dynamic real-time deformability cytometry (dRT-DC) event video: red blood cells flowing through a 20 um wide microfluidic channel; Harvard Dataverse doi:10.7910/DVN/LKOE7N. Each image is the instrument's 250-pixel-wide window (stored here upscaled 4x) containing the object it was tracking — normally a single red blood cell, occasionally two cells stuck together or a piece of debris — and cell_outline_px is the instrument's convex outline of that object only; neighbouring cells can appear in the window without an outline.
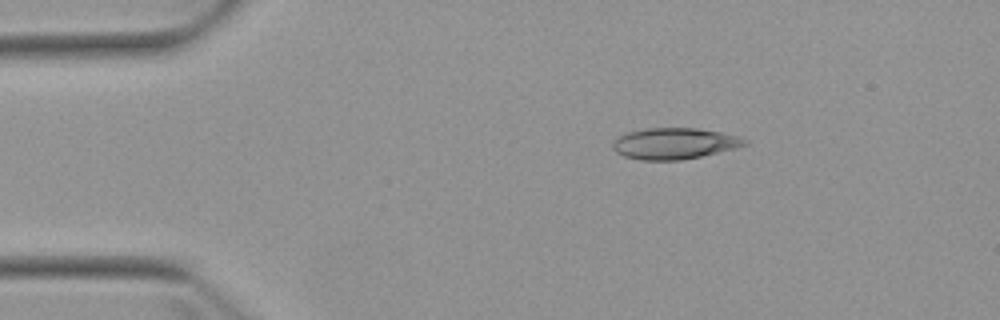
{"species": "Egyptian fruit bat (a non-hibernating species)", "species_latin": "Rousettus aegyptiacus", "temperature_condition": "warm", "stored_images_in_passage": 6, "camera_frame_rate_fps": 3000, "um_per_image_px": 0.085, "animal": {"sex": "female"}, "frame": {"image": 1, "passage_image": 2, "time_ms": 1.333, "image_size_px": [1000, 320], "cell_outline_px": [[748, 144], [736, 148], [700, 156], [680, 160], [640, 160], [624, 156], [616, 152], [612, 148], [612, 140], [628, 132], [644, 128], [696, 128], [720, 132], [736, 136], [748, 140]], "centroid_in_image_um": [57.29, 12.19], "position_along_channel_um": 27.7, "area_um2": 23.93}}
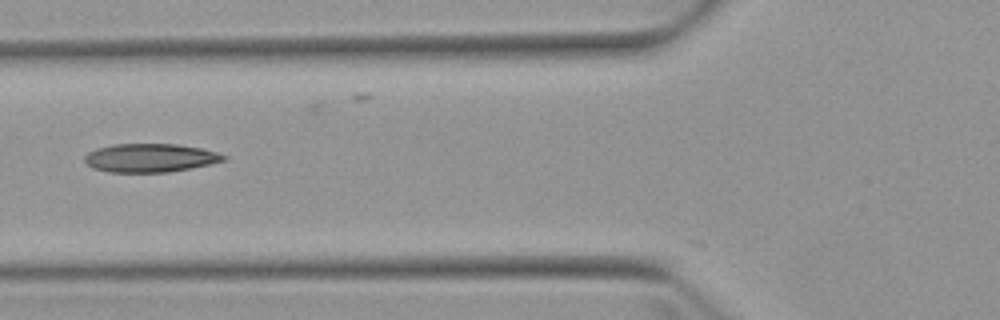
{"frame": {"image": 2, "passage_image": 5, "time_ms": 5.0, "image_size_px": [1000, 320], "cell_outline_px": [[228, 160], [192, 168], [168, 172], [108, 172], [92, 168], [84, 160], [84, 156], [88, 152], [96, 148], [112, 144], [176, 144], [200, 148], [216, 152], [228, 156]], "centroid_in_image_um": [12.77, 13.42], "position_along_channel_um": 113.0, "area_um2": 23.24}}
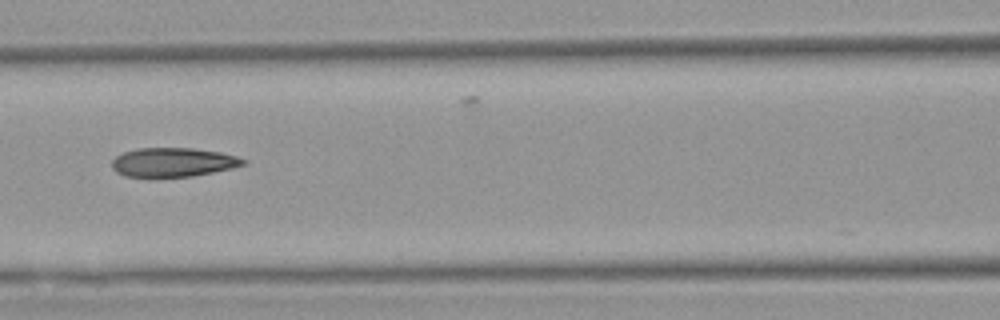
{"frame": {"image": 3, "passage_image": 6, "time_ms": 6.0, "image_size_px": [1000, 320], "cell_outline_px": [[248, 164], [232, 168], [192, 176], [148, 180], [124, 176], [116, 172], [112, 168], [112, 160], [116, 156], [124, 152], [136, 148], [192, 148], [220, 152], [236, 156], [248, 160]], "centroid_in_image_um": [14.67, 13.83], "position_along_channel_um": 151.9, "area_um2": 23.12}}